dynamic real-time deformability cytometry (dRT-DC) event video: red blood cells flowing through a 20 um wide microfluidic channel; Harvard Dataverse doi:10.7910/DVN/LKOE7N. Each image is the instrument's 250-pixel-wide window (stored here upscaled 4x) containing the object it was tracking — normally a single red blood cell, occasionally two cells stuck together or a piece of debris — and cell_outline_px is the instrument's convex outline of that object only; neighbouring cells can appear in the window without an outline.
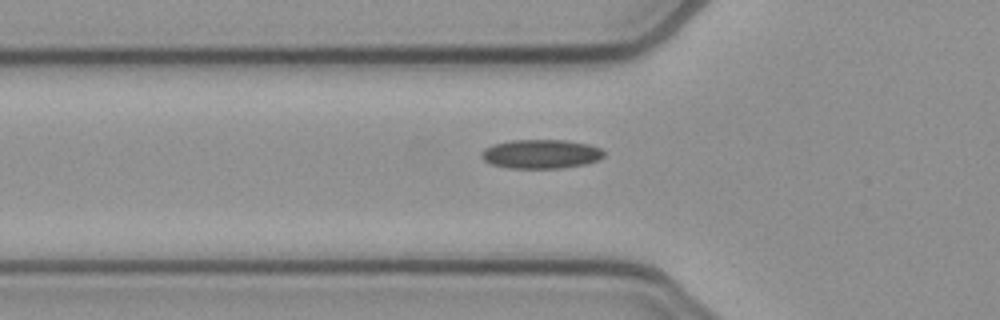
{"species": "common noctule bat (a hibernating species)", "species_latin": "Nyctalus noctula", "temperature_condition": "cold", "stored_images_in_passage": 39, "camera_frame_rate_fps": 3000, "um_per_image_px": 0.085, "animal": {"sex": "female", "body_mass_g": 21.9}, "frame": {"image": 1, "passage_image": 9, "time_ms": 2.667, "image_size_px": [1000, 320], "cell_outline_px": [[604, 156], [600, 160], [584, 164], [560, 168], [508, 168], [492, 164], [484, 160], [480, 156], [480, 152], [484, 148], [496, 144], [512, 140], [564, 140], [588, 144], [600, 148], [604, 152]], "centroid_in_image_um": [45.98, 13.09], "position_along_channel_um": 79.8, "area_um2": 20.69}}
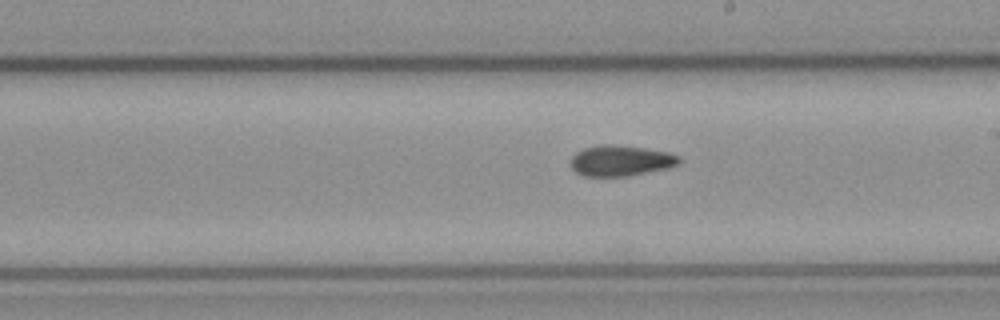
{"frame": {"image": 2, "passage_image": 21, "time_ms": 6.667, "image_size_px": [1000, 320], "cell_outline_px": [[680, 164], [668, 168], [628, 176], [584, 176], [576, 172], [568, 164], [572, 156], [576, 152], [584, 148], [600, 144], [612, 144], [644, 148], [668, 152], [680, 156]], "centroid_in_image_um": [52.74, 13.65], "position_along_channel_um": 236.3, "area_um2": 19.59}}
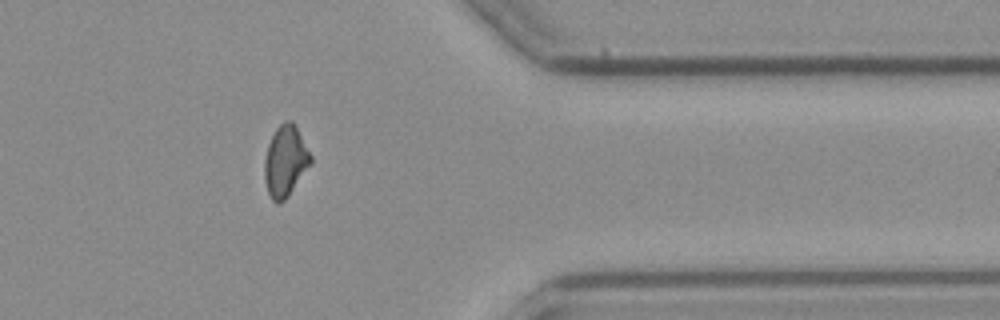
{"frame": {"image": 3, "passage_image": 34, "time_ms": 11.0, "image_size_px": [1000, 320], "cell_outline_px": [[312, 164], [288, 196], [280, 204], [276, 204], [272, 200], [268, 192], [264, 180], [264, 160], [268, 144], [276, 128], [284, 120], [292, 120], [312, 156]], "centroid_in_image_um": [24.26, 13.71], "position_along_channel_um": 387.1, "area_um2": 19.25}}